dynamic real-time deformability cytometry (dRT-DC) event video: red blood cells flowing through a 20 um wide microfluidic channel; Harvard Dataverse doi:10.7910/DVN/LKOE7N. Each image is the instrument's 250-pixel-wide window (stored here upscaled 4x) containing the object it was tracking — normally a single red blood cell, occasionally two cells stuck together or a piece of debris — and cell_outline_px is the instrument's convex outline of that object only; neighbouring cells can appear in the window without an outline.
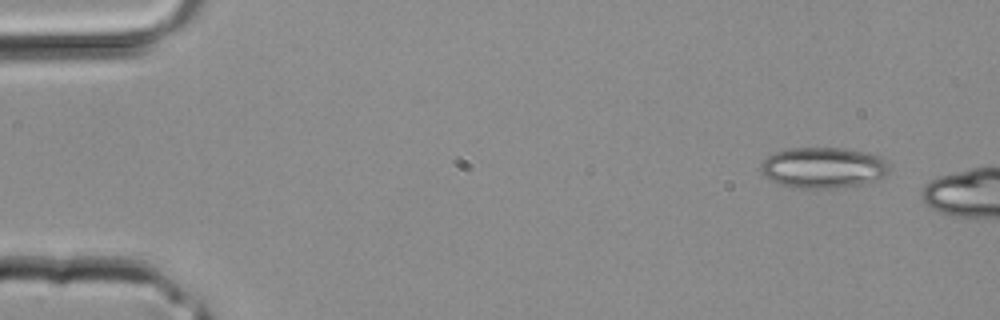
{"species": "common noctule bat (a hibernating species)", "species_latin": "Nyctalus noctula", "temperature_condition": "room temperature", "stored_images_in_passage": 3, "camera_frame_rate_fps": 3000, "um_per_image_px": 0.085, "animal": {"sex": "male", "body_mass_g": 20.4}, "frame": {"image": 1, "passage_image": 1, "time_ms": 0.0, "image_size_px": [1000, 320], "cell_outline_px": [[888, 172], [884, 176], [876, 180], [864, 184], [836, 188], [804, 188], [780, 184], [772, 180], [760, 172], [760, 164], [768, 156], [776, 152], [788, 148], [844, 148], [868, 152], [880, 156], [888, 164]], "centroid_in_image_um": [69.99, 14.24], "position_along_channel_um": 15.0, "area_um2": 30.58}}